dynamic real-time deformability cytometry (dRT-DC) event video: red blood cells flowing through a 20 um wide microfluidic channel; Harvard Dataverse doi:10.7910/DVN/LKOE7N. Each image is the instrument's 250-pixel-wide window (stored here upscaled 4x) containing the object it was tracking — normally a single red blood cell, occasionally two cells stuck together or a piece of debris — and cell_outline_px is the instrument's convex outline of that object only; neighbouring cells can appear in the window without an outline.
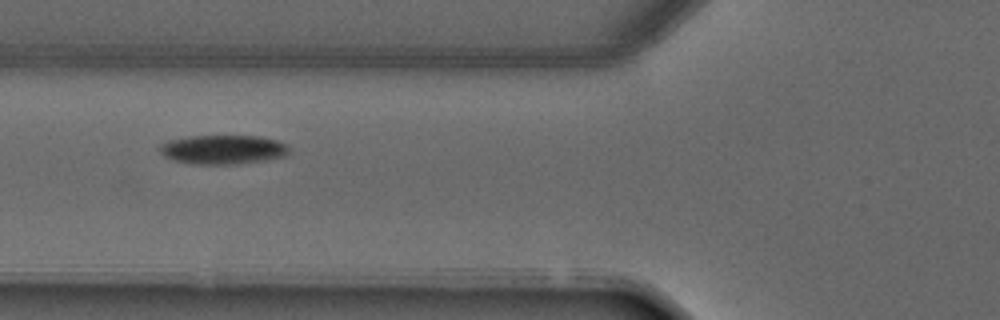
{"species": "common noctule bat (a hibernating species)", "species_latin": "Nyctalus noctula", "temperature_condition": "warm", "stored_images_in_passage": 5, "camera_frame_rate_fps": 3000, "um_per_image_px": 0.085, "animal": {"sex": "male", "forearm_length_mm": 52.5}, "frame": {"image": 1, "passage_image": 4, "time_ms": 7.333, "image_size_px": [1000, 320], "cell_outline_px": [[288, 152], [284, 156], [264, 160], [240, 164], [192, 164], [172, 160], [164, 156], [160, 152], [160, 144], [168, 140], [192, 136], [260, 136], [276, 140], [284, 144], [288, 148]], "centroid_in_image_um": [18.91, 12.72], "position_along_channel_um": 106.9, "area_um2": 21.91}}
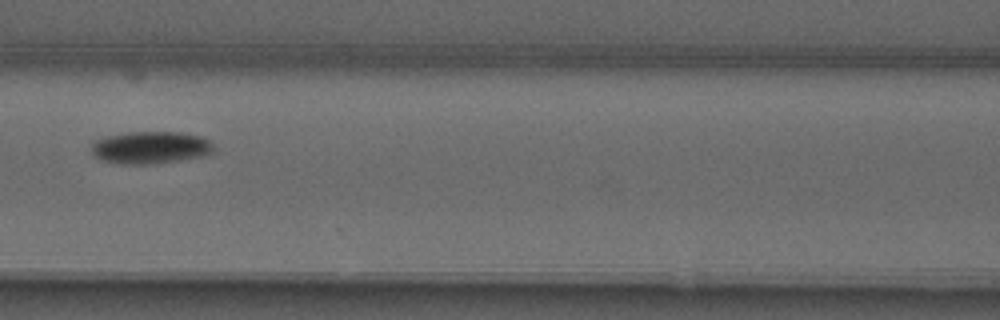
{"frame": {"image": 2, "passage_image": 5, "time_ms": 8.333, "image_size_px": [1000, 320], "cell_outline_px": [[212, 152], [200, 156], [176, 160], [148, 164], [124, 164], [104, 160], [96, 156], [92, 152], [92, 144], [96, 140], [108, 136], [128, 132], [180, 132], [200, 136], [208, 140], [212, 144]], "centroid_in_image_um": [12.78, 12.52], "position_along_channel_um": 153.8, "area_um2": 22.48}}